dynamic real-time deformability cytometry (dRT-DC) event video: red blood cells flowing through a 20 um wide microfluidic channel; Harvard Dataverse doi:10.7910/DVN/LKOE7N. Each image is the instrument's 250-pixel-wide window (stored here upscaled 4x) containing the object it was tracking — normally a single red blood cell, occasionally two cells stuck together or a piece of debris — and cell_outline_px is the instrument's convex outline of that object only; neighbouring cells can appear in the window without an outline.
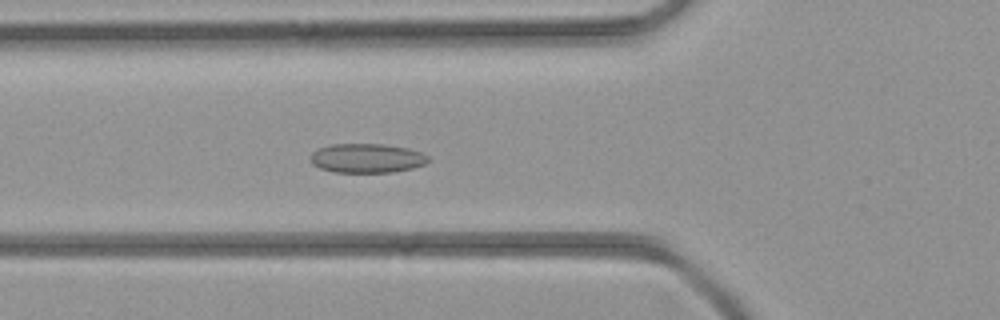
{"species": "common noctule bat (a hibernating species)", "species_latin": "Nyctalus noctula", "temperature_condition": "room temperature", "stored_images_in_passage": 44, "camera_frame_rate_fps": 3000, "um_per_image_px": 0.085, "animal": {"sex": "female", "body_mass_g": 21.9}, "frame": {"image": 1, "passage_image": 16, "time_ms": 5.0, "image_size_px": [1000, 320], "cell_outline_px": [[428, 160], [424, 164], [412, 168], [392, 172], [336, 172], [320, 168], [312, 164], [308, 156], [316, 148], [328, 144], [384, 144], [408, 148], [420, 152], [428, 156]], "centroid_in_image_um": [31.12, 13.43], "position_along_channel_um": 94.7, "area_um2": 20.17}}
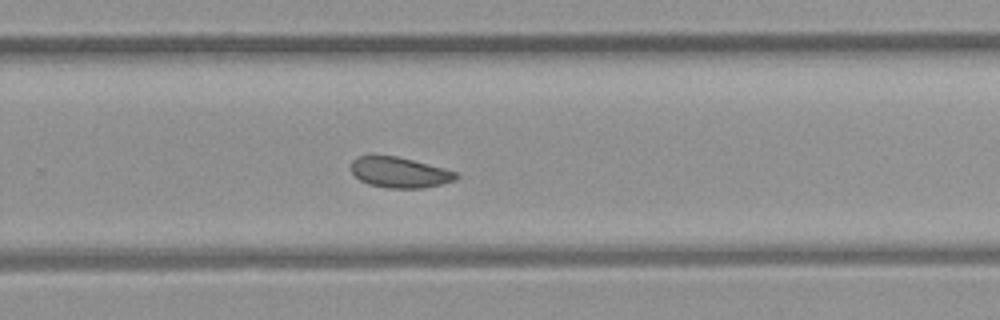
{"frame": {"image": 2, "passage_image": 29, "time_ms": 9.333, "image_size_px": [1000, 320], "cell_outline_px": [[460, 176], [456, 180], [424, 188], [384, 188], [368, 184], [360, 180], [352, 172], [352, 160], [360, 156], [396, 156], [444, 168], [456, 172]], "centroid_in_image_um": [33.98, 14.67], "position_along_channel_um": 295.8, "area_um2": 18.55}}
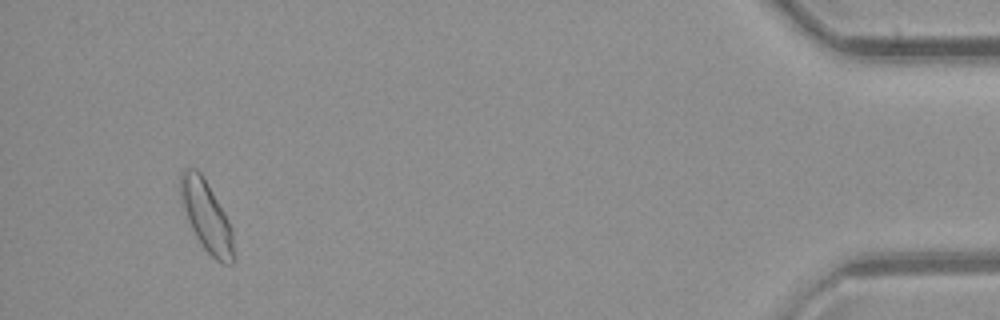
{"frame": {"image": 3, "passage_image": 42, "time_ms": 13.667, "image_size_px": [1000, 320], "cell_outline_px": [[232, 264], [224, 264], [216, 260], [204, 248], [196, 236], [188, 220], [180, 196], [180, 172], [184, 168], [196, 168], [200, 172], [224, 212], [232, 228]], "centroid_in_image_um": [17.52, 18.34], "position_along_channel_um": 417.7, "area_um2": 21.21}}